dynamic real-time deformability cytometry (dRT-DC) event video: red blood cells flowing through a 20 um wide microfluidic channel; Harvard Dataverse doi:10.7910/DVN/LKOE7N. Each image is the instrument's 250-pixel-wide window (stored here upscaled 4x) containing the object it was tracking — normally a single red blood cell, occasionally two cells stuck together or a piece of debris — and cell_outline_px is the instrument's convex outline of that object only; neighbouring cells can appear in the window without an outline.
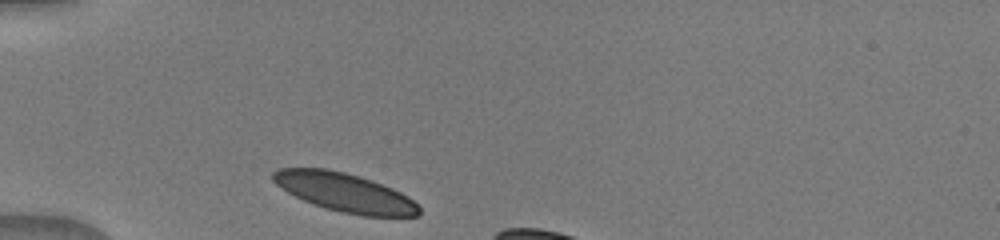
{"species": "human", "species_latin": "Homo sapiens", "temperature_condition": "warm", "stored_images_in_passage": 6, "camera_frame_rate_fps": 3000, "um_per_image_px": 0.085, "donor": {"sex": "male"}, "frame": {"image": 1, "passage_image": 1, "time_ms": 0.0, "image_size_px": [1000, 240], "cell_outline_px": [[420, 216], [364, 216], [340, 212], [312, 204], [288, 192], [276, 184], [272, 180], [272, 172], [280, 168], [328, 168], [360, 176], [372, 180], [392, 188], [408, 196], [420, 208]], "centroid_in_image_um": [29.31, 16.35], "position_along_channel_um": 55.7, "area_um2": 32.89}}
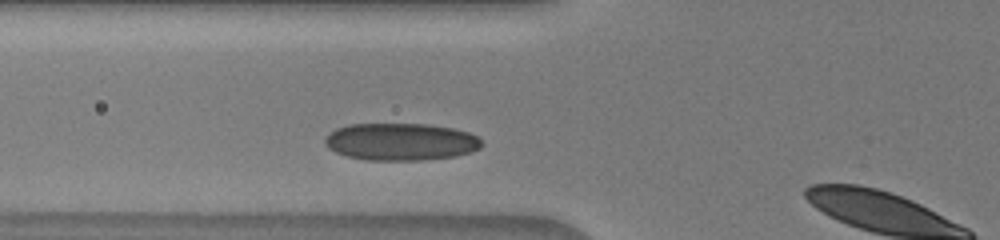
{"frame": {"image": 2, "passage_image": 5, "time_ms": 1.333, "image_size_px": [1000, 240], "cell_outline_px": [[484, 144], [480, 148], [456, 156], [420, 160], [368, 160], [348, 156], [336, 152], [328, 148], [324, 144], [324, 140], [336, 128], [348, 124], [428, 124], [452, 128], [468, 132], [476, 136]], "centroid_in_image_um": [34.06, 12.04], "position_along_channel_um": 91.7, "area_um2": 33.93}}